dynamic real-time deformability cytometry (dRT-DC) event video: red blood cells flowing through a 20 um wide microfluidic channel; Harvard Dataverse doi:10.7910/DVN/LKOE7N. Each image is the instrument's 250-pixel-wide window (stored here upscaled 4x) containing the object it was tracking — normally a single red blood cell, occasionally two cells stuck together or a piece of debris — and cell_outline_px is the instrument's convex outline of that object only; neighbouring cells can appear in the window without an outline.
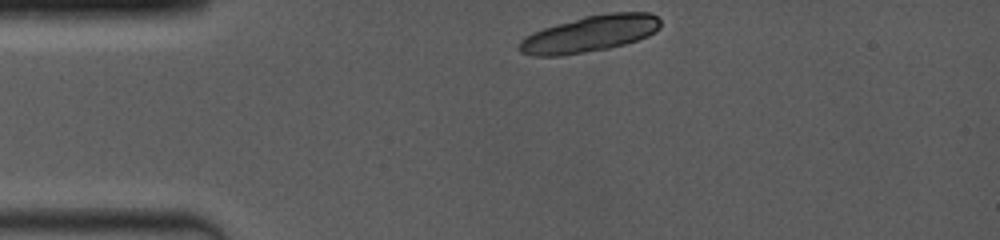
{"species": "common noctule bat (a hibernating species)", "species_latin": "Nyctalus noctula", "temperature_condition": "room temperature", "stored_images_in_passage": 2, "camera_frame_rate_fps": 4000, "um_per_image_px": 0.085, "animal": {"sex": "female", "body_mass_g": 19.0, "forearm_length_mm": 53.3}, "frame": {"image": 1, "passage_image": 1, "time_ms": 0.0, "image_size_px": [1000, 240], "cell_outline_px": [[660, 28], [648, 36], [624, 44], [608, 48], [560, 56], [532, 56], [520, 52], [516, 48], [516, 44], [520, 40], [532, 32], [544, 28], [584, 16], [612, 12], [648, 12], [656, 16], [660, 20]], "centroid_in_image_um": [50.09, 2.88], "position_along_channel_um": 34.9, "area_um2": 29.94}}